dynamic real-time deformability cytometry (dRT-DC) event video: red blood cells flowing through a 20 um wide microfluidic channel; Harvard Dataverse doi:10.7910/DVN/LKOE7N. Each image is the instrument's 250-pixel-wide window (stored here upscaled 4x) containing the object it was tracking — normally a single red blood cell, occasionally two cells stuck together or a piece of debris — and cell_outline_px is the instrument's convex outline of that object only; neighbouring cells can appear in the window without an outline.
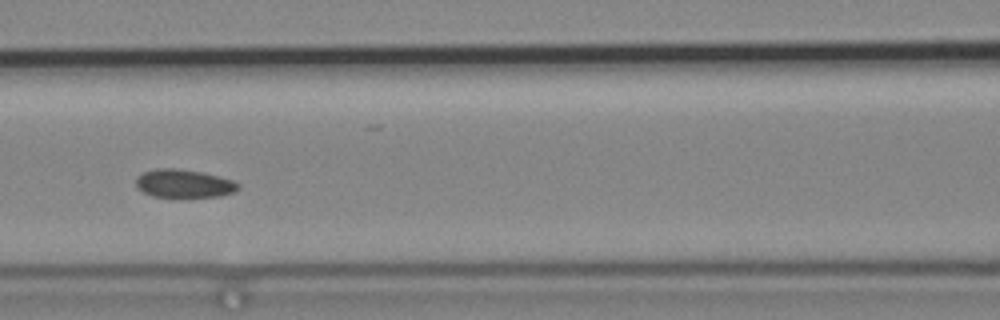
{"species": "common noctule bat (a hibernating species)", "species_latin": "Nyctalus noctula", "temperature_condition": "cold", "stored_images_in_passage": 55, "camera_frame_rate_fps": 3000, "um_per_image_px": 0.085, "animal": {"sex": "male", "body_mass_g": 19.2, "forearm_length_mm": 51.8}, "frame": {"image": 1, "passage_image": 25, "time_ms": 8.0, "image_size_px": [1000, 320], "cell_outline_px": [[240, 188], [236, 192], [220, 196], [152, 196], [136, 188], [136, 176], [144, 172], [156, 168], [172, 168], [200, 172], [232, 180], [240, 184]], "centroid_in_image_um": [15.62, 15.6], "position_along_channel_um": 151.0, "area_um2": 16.59}}
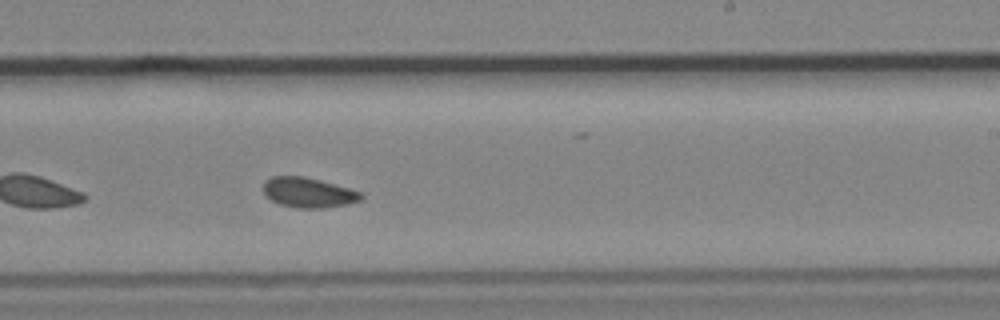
{"frame": {"image": 2, "passage_image": 34, "time_ms": 11.0, "image_size_px": [1000, 320], "cell_outline_px": [[364, 196], [360, 200], [348, 204], [324, 208], [296, 208], [280, 204], [272, 200], [264, 192], [264, 180], [272, 176], [304, 176], [320, 180], [348, 188], [360, 192]], "centroid_in_image_um": [26.21, 16.36], "position_along_channel_um": 262.8, "area_um2": 16.99}}
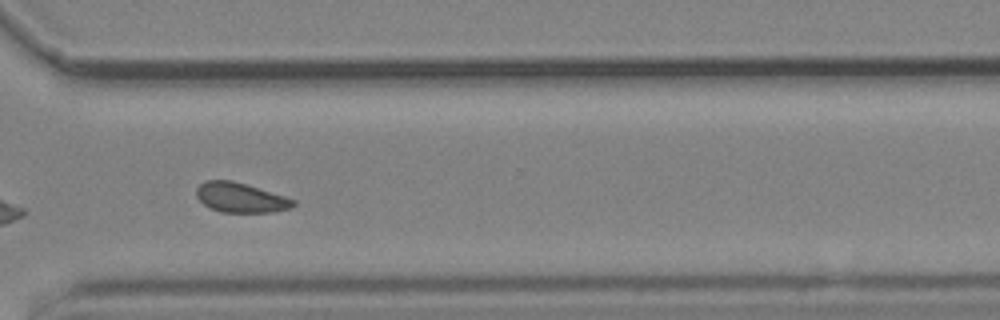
{"frame": {"image": 3, "passage_image": 41, "time_ms": 13.333, "image_size_px": [1000, 320], "cell_outline_px": [[296, 204], [292, 208], [272, 212], [220, 212], [204, 204], [196, 196], [196, 188], [204, 180], [232, 180], [284, 196], [296, 200]], "centroid_in_image_um": [20.45, 16.8], "position_along_channel_um": 350.2, "area_um2": 16.7}, "authors_computed_cell_mechanics": {"area_um2": 17.2822, "velocity_mm_per_s": 3.7434, "shape_relaxation_time_tau1_ms": null, "shape_relaxation_time_tau2_ms": 3.4992, "deformation_change_tau1": null, "deformation_change_tau2": 0.0832}}